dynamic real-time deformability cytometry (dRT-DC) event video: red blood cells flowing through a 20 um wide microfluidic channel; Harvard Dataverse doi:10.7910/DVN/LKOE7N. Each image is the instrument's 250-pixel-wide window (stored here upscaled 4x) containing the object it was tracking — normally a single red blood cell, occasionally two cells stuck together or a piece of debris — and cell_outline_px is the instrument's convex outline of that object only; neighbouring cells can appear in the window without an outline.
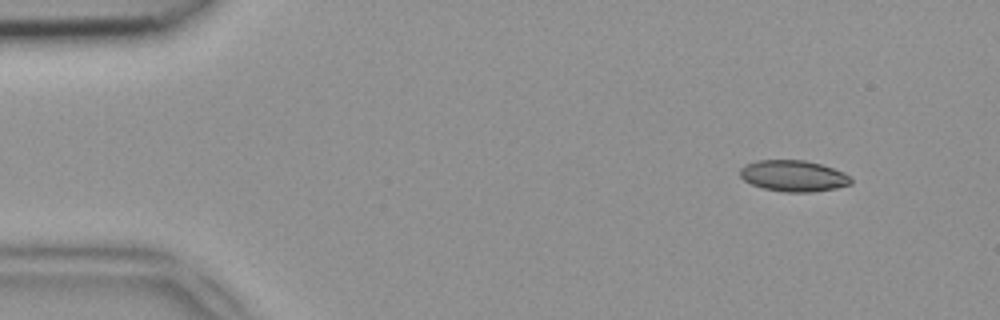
{"species": "common noctule bat (a hibernating species)", "species_latin": "Nyctalus noctula", "temperature_condition": "room temperature", "stored_images_in_passage": 48, "camera_frame_rate_fps": 3000, "um_per_image_px": 0.085, "animal": {"sex": "female", "body_mass_g": 18.4}, "frame": {"image": 1, "passage_image": 4, "time_ms": 1.0, "image_size_px": [1000, 320], "cell_outline_px": [[852, 184], [836, 188], [812, 192], [784, 192], [764, 188], [752, 184], [744, 180], [740, 176], [740, 168], [744, 164], [756, 160], [804, 160], [820, 164], [844, 172], [852, 180]], "centroid_in_image_um": [67.43, 14.95], "position_along_channel_um": 17.6, "area_um2": 20.17}}
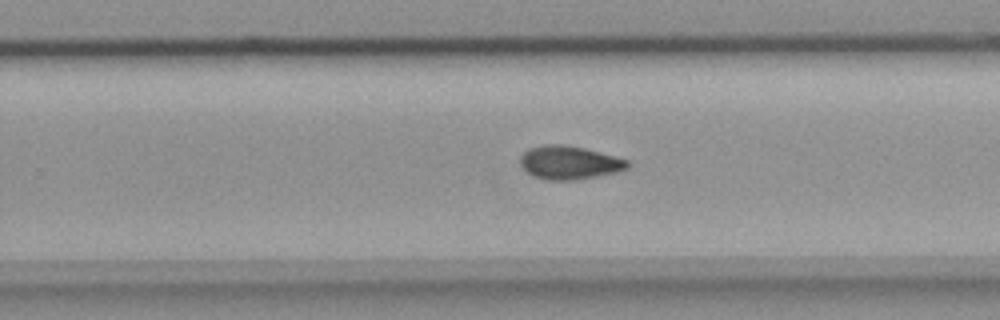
{"frame": {"image": 2, "passage_image": 30, "time_ms": 9.667, "image_size_px": [1000, 320], "cell_outline_px": [[632, 164], [628, 168], [616, 172], [576, 180], [548, 180], [536, 176], [528, 172], [520, 164], [520, 156], [528, 148], [544, 144], [564, 144], [584, 148], [616, 156], [628, 160]], "centroid_in_image_um": [48.41, 13.81], "position_along_channel_um": 281.4, "area_um2": 20.92}}
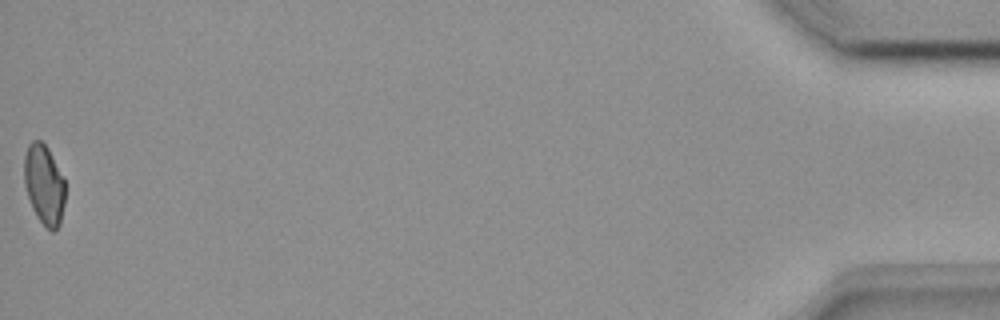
{"frame": {"image": 3, "passage_image": 48, "time_ms": 15.667, "image_size_px": [1000, 320], "cell_outline_px": [[64, 204], [60, 224], [52, 232], [36, 216], [32, 208], [24, 184], [24, 156], [28, 144], [32, 140], [40, 140], [48, 148], [64, 180]], "centroid_in_image_um": [3.73, 15.67], "position_along_channel_um": 431.5, "area_um2": 18.9}}